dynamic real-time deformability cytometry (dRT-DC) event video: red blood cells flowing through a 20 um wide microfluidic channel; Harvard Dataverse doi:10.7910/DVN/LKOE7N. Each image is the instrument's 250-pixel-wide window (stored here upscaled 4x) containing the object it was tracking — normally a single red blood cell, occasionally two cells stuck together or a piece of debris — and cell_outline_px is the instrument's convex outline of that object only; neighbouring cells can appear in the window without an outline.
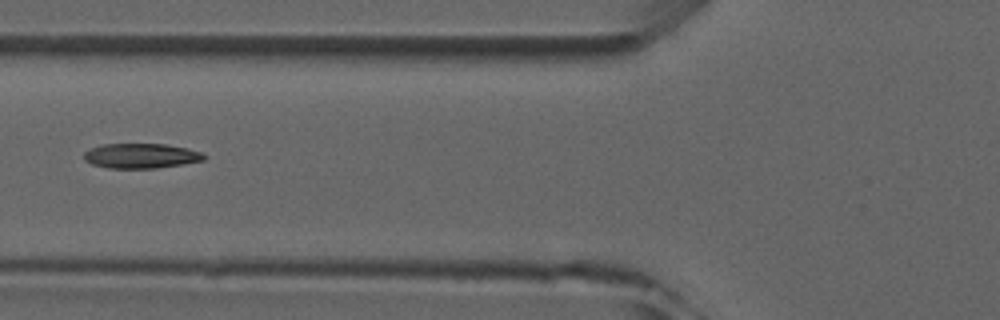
{"species": "common noctule bat (a hibernating species)", "species_latin": "Nyctalus noctula", "temperature_condition": "room temperature", "stored_images_in_passage": 6, "camera_frame_rate_fps": 3000, "um_per_image_px": 0.085, "animal": {"sex": "male", "forearm_length_mm": 52.5}, "frame": {"image": 1, "passage_image": 5, "time_ms": 5.0, "image_size_px": [1000, 320], "cell_outline_px": [[208, 156], [204, 160], [156, 168], [108, 168], [92, 164], [84, 160], [84, 152], [92, 148], [104, 144], [164, 144], [188, 148], [200, 152]], "centroid_in_image_um": [11.99, 13.24], "position_along_channel_um": 113.8, "area_um2": 17.28}}
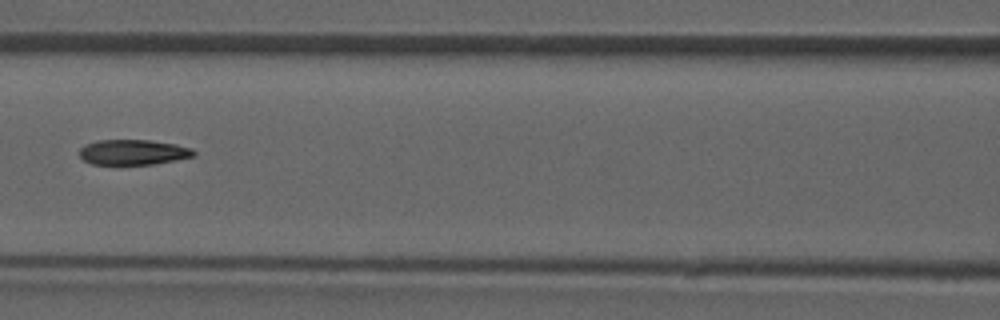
{"frame": {"image": 2, "passage_image": 6, "time_ms": 6.0, "image_size_px": [1000, 320], "cell_outline_px": [[196, 156], [176, 160], [152, 164], [92, 164], [84, 160], [80, 156], [80, 148], [84, 144], [96, 140], [148, 140], [176, 144], [192, 148], [196, 152]], "centroid_in_image_um": [11.33, 12.93], "position_along_channel_um": 155.3, "area_um2": 16.88}}